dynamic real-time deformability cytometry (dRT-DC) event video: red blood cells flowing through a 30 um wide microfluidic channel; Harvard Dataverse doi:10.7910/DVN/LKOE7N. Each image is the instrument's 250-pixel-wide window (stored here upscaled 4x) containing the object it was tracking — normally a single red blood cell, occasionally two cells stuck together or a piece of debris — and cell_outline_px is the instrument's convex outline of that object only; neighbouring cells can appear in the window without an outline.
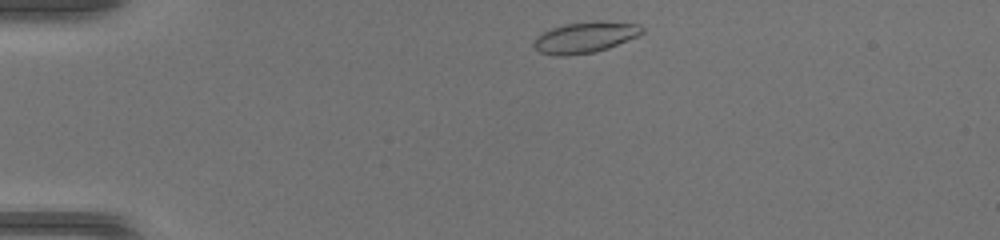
{"species": "common noctule bat (a hibernating species)", "species_latin": "Nyctalus noctula", "temperature_condition": "warm", "stored_images_in_passage": 38, "camera_frame_rate_fps": 3000, "um_per_image_px": 0.085, "animal": {"sex": "female", "body_mass_g": 17.0, "forearm_length_mm": 48.0}, "frame": {"image": 1, "passage_image": 1, "time_ms": 0.0, "image_size_px": [1000, 240], "cell_outline_px": [[644, 32], [640, 36], [608, 48], [596, 52], [564, 56], [556, 56], [540, 52], [532, 44], [536, 36], [552, 28], [564, 24], [640, 24], [644, 28]], "centroid_in_image_um": [49.7, 3.24], "position_along_channel_um": 35.3, "area_um2": 18.73}}
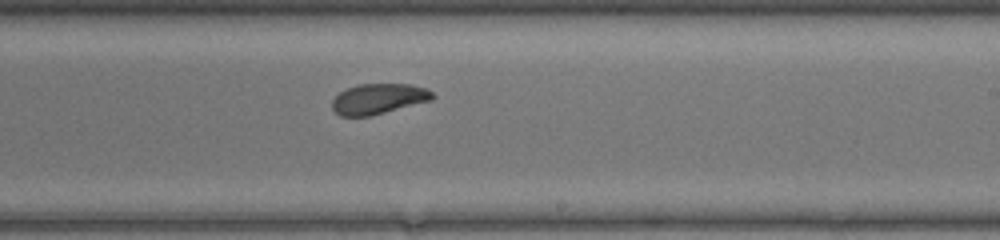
{"frame": {"image": 2, "passage_image": 20, "time_ms": 6.333, "image_size_px": [1000, 240], "cell_outline_px": [[436, 96], [432, 100], [368, 116], [340, 116], [332, 108], [332, 100], [340, 92], [348, 88], [360, 84], [412, 84], [424, 88], [432, 92]], "centroid_in_image_um": [32.17, 8.39], "position_along_channel_um": 256.8, "area_um2": 17.57}}
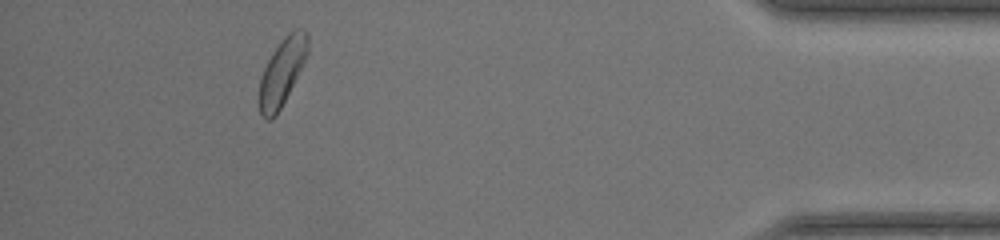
{"frame": {"image": 3, "passage_image": 34, "time_ms": 11.0, "image_size_px": [1000, 240], "cell_outline_px": [[308, 52], [276, 116], [272, 120], [264, 120], [260, 116], [256, 100], [260, 80], [264, 68], [272, 52], [284, 36], [288, 32], [296, 28], [300, 28], [308, 32]], "centroid_in_image_um": [23.91, 6.15], "position_along_channel_um": 411.3, "area_um2": 19.02}}